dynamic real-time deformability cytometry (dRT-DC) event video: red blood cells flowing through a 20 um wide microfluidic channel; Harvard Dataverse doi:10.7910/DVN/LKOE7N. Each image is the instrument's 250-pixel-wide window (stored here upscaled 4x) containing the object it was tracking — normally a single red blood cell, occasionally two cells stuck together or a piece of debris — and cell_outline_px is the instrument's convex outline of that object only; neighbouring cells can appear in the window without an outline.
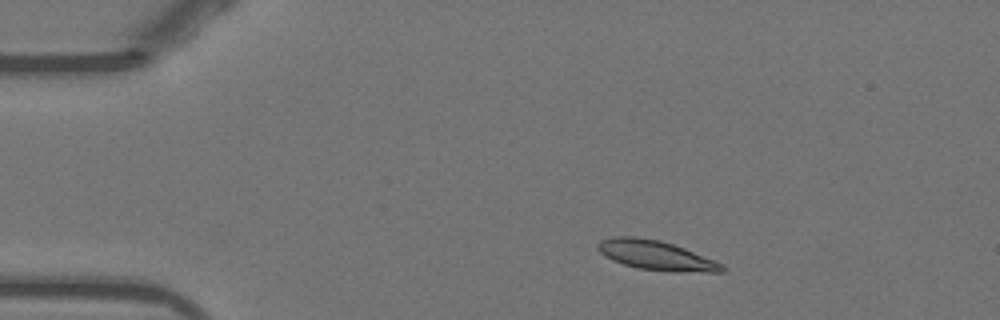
{"species": "Egyptian fruit bat (a non-hibernating species)", "species_latin": "Rousettus aegyptiacus", "temperature_condition": "warm", "stored_images_in_passage": 44, "camera_frame_rate_fps": 3000, "um_per_image_px": 0.085, "animal": {"sex": "female"}, "frame": {"image": 1, "passage_image": 1, "time_ms": 0.0, "image_size_px": [1000, 320], "cell_outline_px": [[728, 268], [724, 272], [672, 272], [640, 268], [624, 264], [612, 260], [604, 256], [596, 248], [596, 244], [600, 240], [612, 236], [632, 236], [660, 240], [684, 248], [716, 260], [724, 264]], "centroid_in_image_um": [55.79, 21.7], "position_along_channel_um": 29.2, "area_um2": 21.62}}
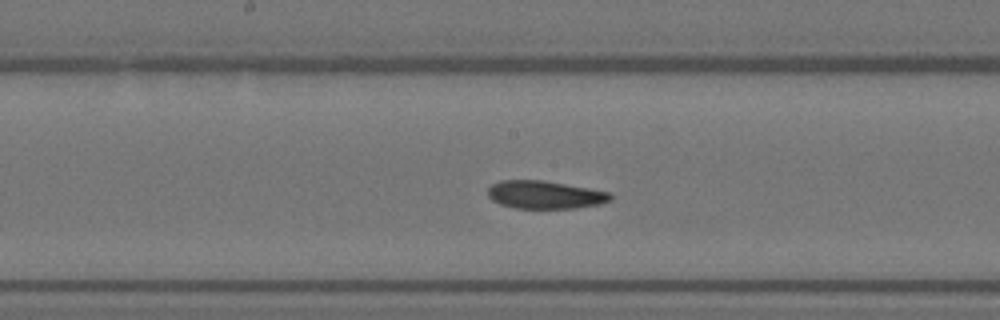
{"frame": {"image": 2, "passage_image": 19, "time_ms": 6.0, "image_size_px": [1000, 320], "cell_outline_px": [[612, 200], [600, 204], [576, 208], [516, 208], [500, 204], [492, 200], [488, 196], [488, 188], [492, 184], [500, 180], [540, 180], [588, 188], [608, 192], [612, 196]], "centroid_in_image_um": [46.3, 16.56], "position_along_channel_um": 201.9, "area_um2": 19.83}}
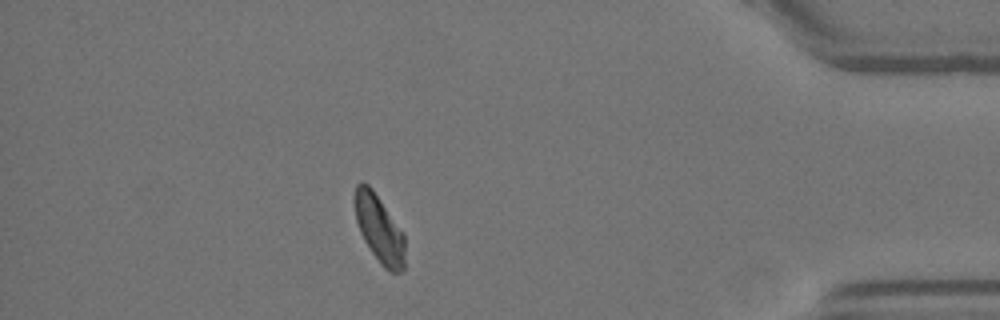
{"frame": {"image": 3, "passage_image": 38, "time_ms": 12.333, "image_size_px": [1000, 320], "cell_outline_px": [[404, 268], [400, 272], [392, 272], [384, 268], [380, 264], [364, 240], [360, 232], [356, 220], [356, 184], [360, 180], [364, 180], [372, 188], [404, 232]], "centroid_in_image_um": [32.25, 19.44], "position_along_channel_um": 402.9, "area_um2": 19.65}, "authors_computed_cell_mechanics": {"area_um2": 20.4034, "velocity_mm_per_s": 3.8537, "shape_relaxation_time_tau1_ms": 5.653, "shape_relaxation_time_tau2_ms": 3.0895, "deformation_change_tau1": 0.1732, "deformation_change_tau2": 0.0873}}